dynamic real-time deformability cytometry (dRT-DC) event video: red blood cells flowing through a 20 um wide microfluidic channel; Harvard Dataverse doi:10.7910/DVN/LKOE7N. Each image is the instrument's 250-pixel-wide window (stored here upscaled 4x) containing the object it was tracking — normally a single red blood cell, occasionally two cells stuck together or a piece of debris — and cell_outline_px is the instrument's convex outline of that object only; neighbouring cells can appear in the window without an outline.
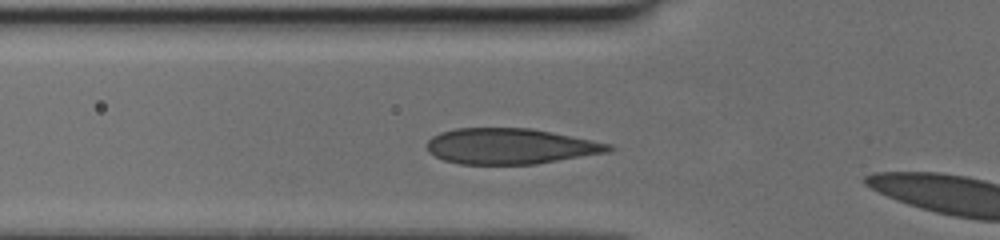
{"species": "human", "species_latin": "Homo sapiens", "temperature_condition": "cold", "stored_images_in_passage": 7, "camera_frame_rate_fps": 3000, "um_per_image_px": 0.085, "donor": {"sex": "female"}, "frame": {"image": 1, "passage_image": 5, "time_ms": 1.333, "image_size_px": [1000, 240], "cell_outline_px": [[616, 148], [608, 152], [536, 164], [460, 164], [444, 160], [428, 152], [428, 140], [432, 136], [440, 132], [456, 128], [532, 128], [592, 140], [608, 144]], "centroid_in_image_um": [43.37, 12.43], "position_along_channel_um": 82.4, "area_um2": 37.69}}